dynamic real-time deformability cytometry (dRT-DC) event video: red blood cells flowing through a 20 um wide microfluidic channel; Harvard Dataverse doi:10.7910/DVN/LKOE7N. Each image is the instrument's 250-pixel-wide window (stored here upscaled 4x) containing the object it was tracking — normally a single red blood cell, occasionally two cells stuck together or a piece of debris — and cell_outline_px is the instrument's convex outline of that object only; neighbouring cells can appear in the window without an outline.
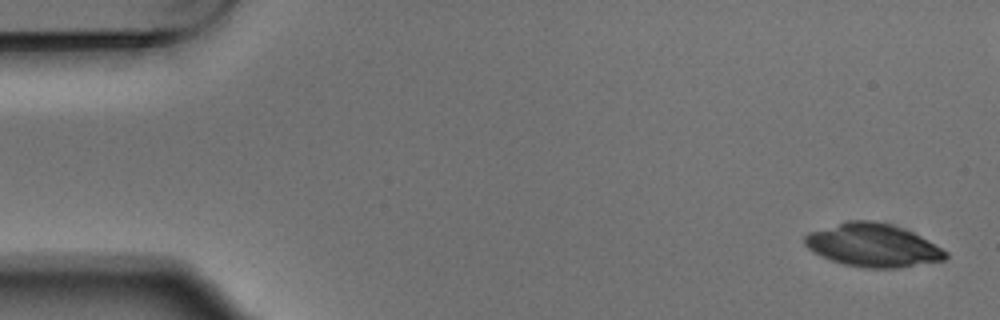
{"species": "Egyptian fruit bat (a non-hibernating species)", "species_latin": "Rousettus aegyptiacus", "temperature_condition": "warm", "stored_images_in_passage": 5, "camera_frame_rate_fps": 3000, "um_per_image_px": 0.085, "animal": {"sex": "male"}, "frame": {"image": 1, "passage_image": 1, "time_ms": 0.0, "image_size_px": [1000, 320], "cell_outline_px": [[948, 256], [944, 260], [896, 268], [864, 268], [844, 264], [820, 256], [808, 248], [804, 244], [804, 236], [808, 232], [848, 220], [872, 220], [888, 224], [912, 232], [928, 240], [948, 252]], "centroid_in_image_um": [74.16, 20.85], "position_along_channel_um": 10.8, "area_um2": 35.2}}